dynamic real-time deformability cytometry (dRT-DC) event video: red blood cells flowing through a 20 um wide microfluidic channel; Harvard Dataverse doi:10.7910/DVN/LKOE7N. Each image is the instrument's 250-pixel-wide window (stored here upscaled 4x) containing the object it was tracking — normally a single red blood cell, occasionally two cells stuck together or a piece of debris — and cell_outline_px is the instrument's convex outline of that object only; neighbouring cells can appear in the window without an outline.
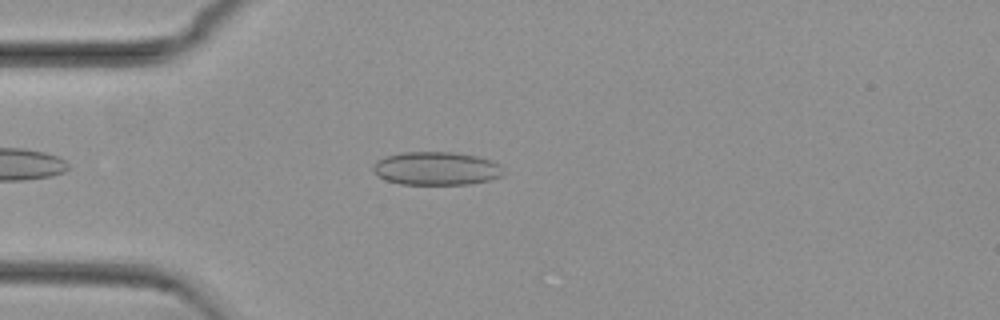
{"species": "common noctule bat (a hibernating species)", "species_latin": "Nyctalus noctula", "temperature_condition": "cold", "stored_images_in_passage": 44, "camera_frame_rate_fps": 3000, "um_per_image_px": 0.085, "animal": {"sex": "female", "body_mass_g": 29.2, "forearm_length_mm": 56.3}, "frame": {"image": 1, "passage_image": 7, "time_ms": 2.0, "image_size_px": [1000, 320], "cell_outline_px": [[500, 176], [488, 180], [468, 184], [400, 184], [384, 180], [376, 176], [372, 172], [372, 168], [384, 156], [400, 152], [452, 152], [476, 156], [492, 160], [500, 164]], "centroid_in_image_um": [37.02, 14.32], "position_along_channel_um": 48.0, "area_um2": 25.2}}
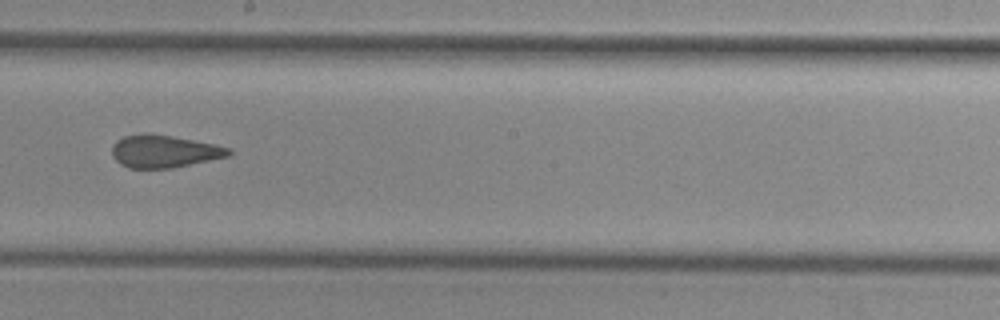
{"frame": {"image": 2, "passage_image": 23, "time_ms": 7.333, "image_size_px": [1000, 320], "cell_outline_px": [[232, 152], [228, 156], [172, 168], [128, 168], [120, 164], [112, 156], [112, 144], [116, 140], [124, 136], [144, 132], [148, 132], [172, 136], [216, 144], [232, 148]], "centroid_in_image_um": [13.93, 12.85], "position_along_channel_um": 234.3, "area_um2": 22.37}}
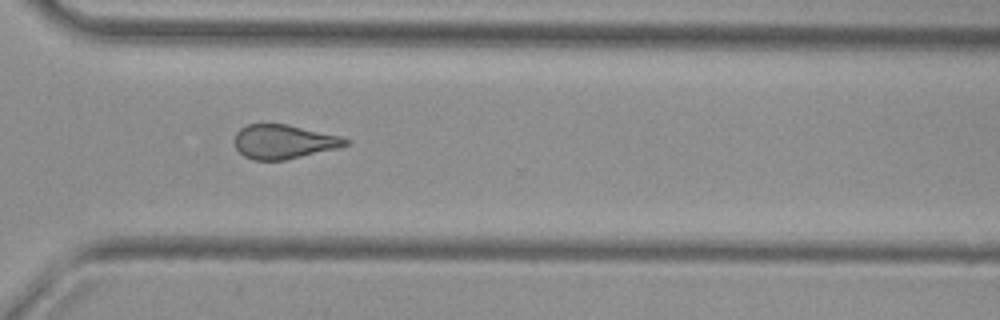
{"frame": {"image": 3, "passage_image": 32, "time_ms": 10.333, "image_size_px": [1000, 320], "cell_outline_px": [[352, 140], [348, 144], [336, 148], [284, 160], [252, 160], [244, 156], [236, 148], [232, 140], [236, 132], [240, 128], [248, 124], [288, 124], [340, 136]], "centroid_in_image_um": [24.07, 12.04], "position_along_channel_um": 346.5, "area_um2": 22.08}, "authors_computed_cell_mechanics": {"area_um2": 22.8599, "velocity_mm_per_s": 3.7395, "shape_relaxation_time_tau1_ms": null, "shape_relaxation_time_tau2_ms": 1.7354, "deformation_change_tau1": null, "deformation_change_tau2": 0.0898}}